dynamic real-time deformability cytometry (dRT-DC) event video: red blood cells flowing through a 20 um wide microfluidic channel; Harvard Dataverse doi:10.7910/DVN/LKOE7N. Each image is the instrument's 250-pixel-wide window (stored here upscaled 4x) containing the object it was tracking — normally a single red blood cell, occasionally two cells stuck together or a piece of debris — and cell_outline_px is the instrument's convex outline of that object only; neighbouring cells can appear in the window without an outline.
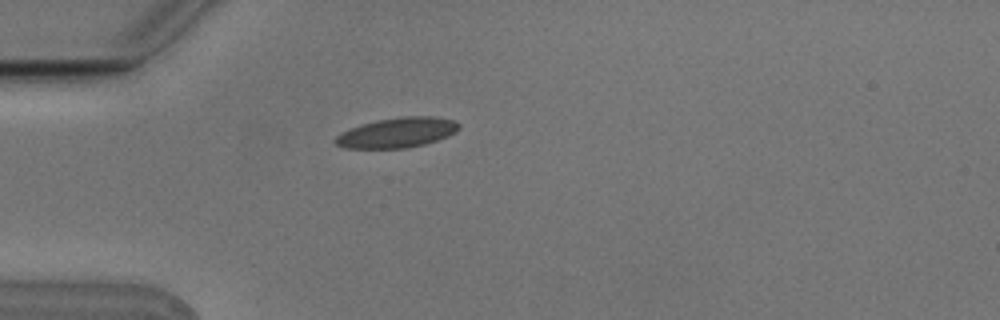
{"species": "Egyptian fruit bat (a non-hibernating species)", "species_latin": "Rousettus aegyptiacus", "temperature_condition": "cold", "stored_images_in_passage": 1, "camera_frame_rate_fps": 3000, "um_per_image_px": 0.085, "animal": {"sex": "male"}, "frame": {"image": 1, "passage_image": 1, "time_ms": 0.0, "image_size_px": [1000, 320], "cell_outline_px": [[460, 128], [456, 132], [448, 136], [424, 144], [408, 148], [344, 148], [336, 144], [332, 140], [340, 132], [376, 120], [400, 116], [436, 116], [452, 120], [460, 124]], "centroid_in_image_um": [33.76, 11.27], "position_along_channel_um": 51.2, "area_um2": 21.68}}